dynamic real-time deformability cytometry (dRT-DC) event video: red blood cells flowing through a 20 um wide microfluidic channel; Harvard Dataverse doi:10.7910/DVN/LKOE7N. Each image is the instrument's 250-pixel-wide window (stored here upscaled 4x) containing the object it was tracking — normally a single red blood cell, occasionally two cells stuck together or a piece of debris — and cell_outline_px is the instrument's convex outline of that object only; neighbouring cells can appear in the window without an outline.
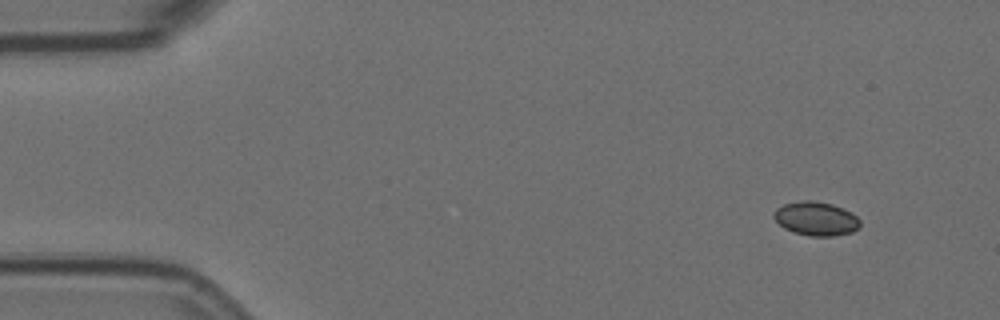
{"species": "Egyptian fruit bat (a non-hibernating species)", "species_latin": "Rousettus aegyptiacus", "temperature_condition": "room temperature", "stored_images_in_passage": 6, "camera_frame_rate_fps": 3000, "um_per_image_px": 0.085, "animal": {"sex": "female"}, "frame": {"image": 1, "passage_image": 1, "time_ms": 0.0, "image_size_px": [1000, 320], "cell_outline_px": [[860, 228], [852, 232], [832, 236], [808, 236], [784, 228], [772, 216], [776, 208], [784, 204], [804, 200], [812, 200], [832, 204], [852, 212], [860, 220]], "centroid_in_image_um": [69.38, 18.58], "position_along_channel_um": 15.6, "area_um2": 16.99}}
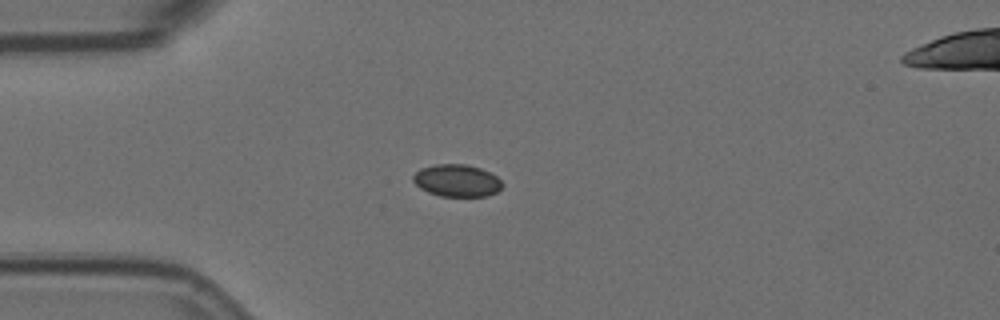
{"frame": {"image": 2, "passage_image": 4, "time_ms": 1.0, "image_size_px": [1000, 320], "cell_outline_px": [[504, 184], [496, 192], [488, 196], [440, 196], [428, 192], [420, 188], [412, 180], [412, 176], [420, 168], [432, 164], [468, 164], [480, 168], [496, 176]], "centroid_in_image_um": [38.81, 15.34], "position_along_channel_um": 46.2, "area_um2": 16.82}}